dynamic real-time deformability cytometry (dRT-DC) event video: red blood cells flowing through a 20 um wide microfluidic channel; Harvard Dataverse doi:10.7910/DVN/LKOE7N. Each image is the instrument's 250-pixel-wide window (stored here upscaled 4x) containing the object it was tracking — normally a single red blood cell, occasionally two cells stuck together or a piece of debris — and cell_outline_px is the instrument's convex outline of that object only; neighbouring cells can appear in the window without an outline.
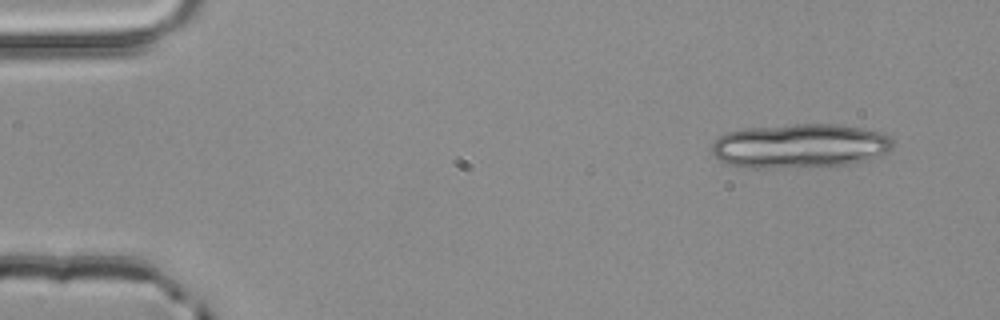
{"species": "common noctule bat (a hibernating species)", "species_latin": "Nyctalus noctula", "temperature_condition": "room temperature", "stored_images_in_passage": 4, "camera_frame_rate_fps": 3000, "um_per_image_px": 0.085, "animal": {"sex": "male", "body_mass_g": 20.4}, "frame": {"image": 1, "passage_image": 1, "time_ms": 0.0, "image_size_px": [1000, 320], "cell_outline_px": [[892, 148], [888, 152], [868, 160], [848, 164], [776, 168], [748, 168], [724, 164], [712, 152], [712, 144], [720, 136], [728, 132], [744, 128], [796, 124], [836, 124], [864, 128], [880, 132], [888, 136], [892, 140]], "centroid_in_image_um": [67.98, 12.4], "position_along_channel_um": 17.0, "area_um2": 46.82}}